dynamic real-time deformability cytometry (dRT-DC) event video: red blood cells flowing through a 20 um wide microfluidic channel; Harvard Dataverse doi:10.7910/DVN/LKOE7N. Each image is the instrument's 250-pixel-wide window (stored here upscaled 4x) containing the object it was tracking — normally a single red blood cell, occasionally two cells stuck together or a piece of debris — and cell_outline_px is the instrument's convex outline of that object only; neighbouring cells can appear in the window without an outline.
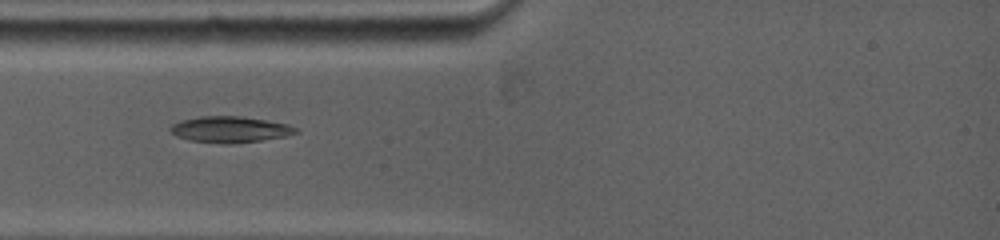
{"species": "common noctule bat (a hibernating species)", "species_latin": "Nyctalus noctula", "temperature_condition": "warm", "stored_images_in_passage": 2, "camera_frame_rate_fps": 5000, "um_per_image_px": 0.085, "animal": {"sex": "female", "body_mass_g": 19.0, "forearm_length_mm": 53.3}, "frame": {"image": 1, "passage_image": 1, "time_ms": 0.0, "image_size_px": [1000, 240], "cell_outline_px": [[296, 132], [284, 136], [260, 140], [192, 140], [180, 136], [172, 132], [168, 128], [172, 124], [180, 120], [200, 116], [240, 116], [288, 124], [296, 128]], "centroid_in_image_um": [19.53, 10.93], "position_along_channel_um": 65.5, "area_um2": 17.63}}